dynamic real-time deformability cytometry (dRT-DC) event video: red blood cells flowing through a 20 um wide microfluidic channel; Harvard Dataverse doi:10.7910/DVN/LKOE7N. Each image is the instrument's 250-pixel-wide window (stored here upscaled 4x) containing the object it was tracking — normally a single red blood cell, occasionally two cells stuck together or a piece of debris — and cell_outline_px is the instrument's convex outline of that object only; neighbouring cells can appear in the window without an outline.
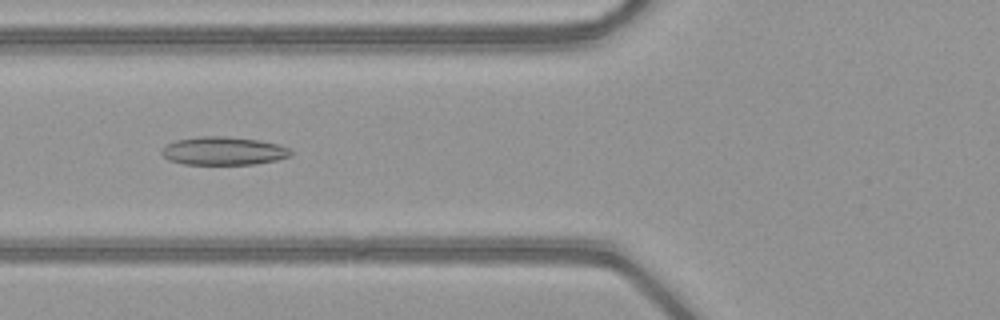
{"species": "common noctule bat (a hibernating species)", "species_latin": "Nyctalus noctula", "temperature_condition": "warm", "stored_images_in_passage": 51, "camera_frame_rate_fps": 3000, "um_per_image_px": 0.085, "animal": {"sex": "female", "body_mass_g": 21.9}, "frame": {"image": 1, "passage_image": 20, "time_ms": 6.333, "image_size_px": [1000, 320], "cell_outline_px": [[292, 156], [276, 160], [256, 164], [184, 164], [168, 160], [160, 152], [168, 144], [176, 140], [200, 136], [228, 136], [256, 140], [276, 144], [288, 148], [292, 152]], "centroid_in_image_um": [18.99, 12.83], "position_along_channel_um": 106.8, "area_um2": 21.1}}
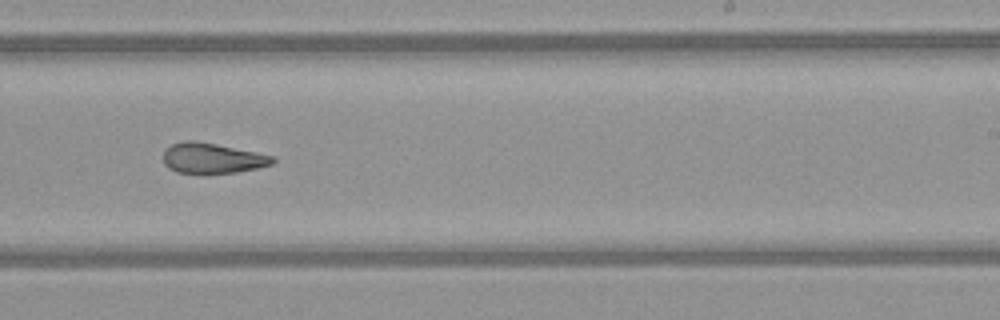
{"frame": {"image": 2, "passage_image": 32, "time_ms": 10.333, "image_size_px": [1000, 320], "cell_outline_px": [[276, 160], [272, 164], [256, 168], [236, 172], [176, 172], [168, 168], [164, 164], [164, 148], [172, 144], [184, 140], [196, 140], [276, 156]], "centroid_in_image_um": [18.04, 13.42], "position_along_channel_um": 271.0, "area_um2": 19.19}}
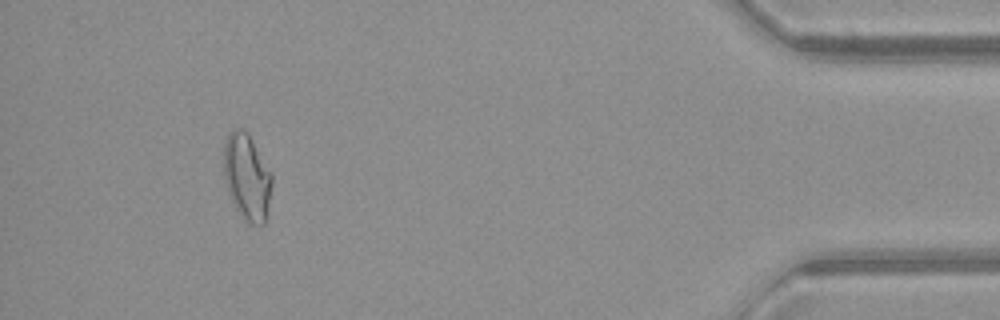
{"frame": {"image": 3, "passage_image": 47, "time_ms": 15.333, "image_size_px": [1000, 320], "cell_outline_px": [[272, 184], [268, 216], [264, 224], [252, 224], [244, 220], [236, 208], [228, 192], [224, 176], [224, 140], [236, 128], [244, 128], [248, 132], [272, 172]], "centroid_in_image_um": [21.02, 15.04], "position_along_channel_um": 414.2, "area_um2": 24.51}, "authors_computed_cell_mechanics": {"area_um2": 22.7154, "velocity_mm_per_s": 4.0925, "shape_relaxation_time_tau1_ms": null, "shape_relaxation_time_tau2_ms": 2.9798, "deformation_change_tau1": null, "deformation_change_tau2": 0.1167}}